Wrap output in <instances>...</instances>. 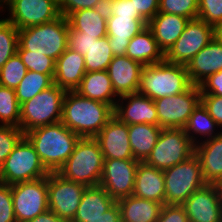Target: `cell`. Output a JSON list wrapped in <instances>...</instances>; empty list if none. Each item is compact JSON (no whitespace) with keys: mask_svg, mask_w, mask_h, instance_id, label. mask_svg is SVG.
Segmentation results:
<instances>
[{"mask_svg":"<svg viewBox=\"0 0 222 222\" xmlns=\"http://www.w3.org/2000/svg\"><path fill=\"white\" fill-rule=\"evenodd\" d=\"M201 103L209 115L216 121L219 128L222 127V97L211 94H201Z\"/></svg>","mask_w":222,"mask_h":222,"instance_id":"46","label":"cell"},{"mask_svg":"<svg viewBox=\"0 0 222 222\" xmlns=\"http://www.w3.org/2000/svg\"><path fill=\"white\" fill-rule=\"evenodd\" d=\"M104 6H106V4L103 0H58L60 15H63L66 18L77 10Z\"/></svg>","mask_w":222,"mask_h":222,"instance_id":"42","label":"cell"},{"mask_svg":"<svg viewBox=\"0 0 222 222\" xmlns=\"http://www.w3.org/2000/svg\"><path fill=\"white\" fill-rule=\"evenodd\" d=\"M120 207L122 222H157L163 204L128 196L117 201Z\"/></svg>","mask_w":222,"mask_h":222,"instance_id":"29","label":"cell"},{"mask_svg":"<svg viewBox=\"0 0 222 222\" xmlns=\"http://www.w3.org/2000/svg\"><path fill=\"white\" fill-rule=\"evenodd\" d=\"M216 127H218L216 121L209 115L204 105L200 102L199 105L193 110L183 129L192 143L197 145L199 141H197V137L194 136L195 134H198V136L200 135V137L202 135L204 136L203 138L207 137L204 140H208L218 136L221 133L214 132Z\"/></svg>","mask_w":222,"mask_h":222,"instance_id":"32","label":"cell"},{"mask_svg":"<svg viewBox=\"0 0 222 222\" xmlns=\"http://www.w3.org/2000/svg\"><path fill=\"white\" fill-rule=\"evenodd\" d=\"M148 26L145 20L125 16H107V37L114 56L126 55L130 40Z\"/></svg>","mask_w":222,"mask_h":222,"instance_id":"21","label":"cell"},{"mask_svg":"<svg viewBox=\"0 0 222 222\" xmlns=\"http://www.w3.org/2000/svg\"><path fill=\"white\" fill-rule=\"evenodd\" d=\"M182 206L189 222H222V203L214 184L196 190Z\"/></svg>","mask_w":222,"mask_h":222,"instance_id":"16","label":"cell"},{"mask_svg":"<svg viewBox=\"0 0 222 222\" xmlns=\"http://www.w3.org/2000/svg\"><path fill=\"white\" fill-rule=\"evenodd\" d=\"M18 29L6 18L0 19V68L17 53Z\"/></svg>","mask_w":222,"mask_h":222,"instance_id":"36","label":"cell"},{"mask_svg":"<svg viewBox=\"0 0 222 222\" xmlns=\"http://www.w3.org/2000/svg\"><path fill=\"white\" fill-rule=\"evenodd\" d=\"M133 196L165 204V181L162 170L139 162Z\"/></svg>","mask_w":222,"mask_h":222,"instance_id":"23","label":"cell"},{"mask_svg":"<svg viewBox=\"0 0 222 222\" xmlns=\"http://www.w3.org/2000/svg\"><path fill=\"white\" fill-rule=\"evenodd\" d=\"M68 19L60 15L53 21L18 30L17 50L46 55L56 61L68 48Z\"/></svg>","mask_w":222,"mask_h":222,"instance_id":"4","label":"cell"},{"mask_svg":"<svg viewBox=\"0 0 222 222\" xmlns=\"http://www.w3.org/2000/svg\"><path fill=\"white\" fill-rule=\"evenodd\" d=\"M199 87L201 94H211L222 97V71L210 75Z\"/></svg>","mask_w":222,"mask_h":222,"instance_id":"49","label":"cell"},{"mask_svg":"<svg viewBox=\"0 0 222 222\" xmlns=\"http://www.w3.org/2000/svg\"><path fill=\"white\" fill-rule=\"evenodd\" d=\"M114 116L110 104L91 100L76 91H67L61 122L80 138H94Z\"/></svg>","mask_w":222,"mask_h":222,"instance_id":"1","label":"cell"},{"mask_svg":"<svg viewBox=\"0 0 222 222\" xmlns=\"http://www.w3.org/2000/svg\"><path fill=\"white\" fill-rule=\"evenodd\" d=\"M0 222H17L14 214L11 185L0 183Z\"/></svg>","mask_w":222,"mask_h":222,"instance_id":"44","label":"cell"},{"mask_svg":"<svg viewBox=\"0 0 222 222\" xmlns=\"http://www.w3.org/2000/svg\"><path fill=\"white\" fill-rule=\"evenodd\" d=\"M191 85L186 65L163 60L143 66L138 93L157 100L178 95Z\"/></svg>","mask_w":222,"mask_h":222,"instance_id":"3","label":"cell"},{"mask_svg":"<svg viewBox=\"0 0 222 222\" xmlns=\"http://www.w3.org/2000/svg\"><path fill=\"white\" fill-rule=\"evenodd\" d=\"M113 57L108 37L98 39L84 55L86 72L107 70Z\"/></svg>","mask_w":222,"mask_h":222,"instance_id":"34","label":"cell"},{"mask_svg":"<svg viewBox=\"0 0 222 222\" xmlns=\"http://www.w3.org/2000/svg\"><path fill=\"white\" fill-rule=\"evenodd\" d=\"M197 18L216 27L222 22V0H199Z\"/></svg>","mask_w":222,"mask_h":222,"instance_id":"41","label":"cell"},{"mask_svg":"<svg viewBox=\"0 0 222 222\" xmlns=\"http://www.w3.org/2000/svg\"><path fill=\"white\" fill-rule=\"evenodd\" d=\"M71 222H122L120 207L115 202L105 213L95 219H73Z\"/></svg>","mask_w":222,"mask_h":222,"instance_id":"50","label":"cell"},{"mask_svg":"<svg viewBox=\"0 0 222 222\" xmlns=\"http://www.w3.org/2000/svg\"><path fill=\"white\" fill-rule=\"evenodd\" d=\"M137 12L147 23L159 12V0H131Z\"/></svg>","mask_w":222,"mask_h":222,"instance_id":"48","label":"cell"},{"mask_svg":"<svg viewBox=\"0 0 222 222\" xmlns=\"http://www.w3.org/2000/svg\"><path fill=\"white\" fill-rule=\"evenodd\" d=\"M66 90L55 83L21 104L20 126L24 134L34 128L61 122Z\"/></svg>","mask_w":222,"mask_h":222,"instance_id":"6","label":"cell"},{"mask_svg":"<svg viewBox=\"0 0 222 222\" xmlns=\"http://www.w3.org/2000/svg\"><path fill=\"white\" fill-rule=\"evenodd\" d=\"M214 186L217 189L218 196H219L220 201L222 203V177L214 184Z\"/></svg>","mask_w":222,"mask_h":222,"instance_id":"53","label":"cell"},{"mask_svg":"<svg viewBox=\"0 0 222 222\" xmlns=\"http://www.w3.org/2000/svg\"><path fill=\"white\" fill-rule=\"evenodd\" d=\"M81 96L110 104L115 108L116 96L107 70L86 72L79 87L75 90Z\"/></svg>","mask_w":222,"mask_h":222,"instance_id":"26","label":"cell"},{"mask_svg":"<svg viewBox=\"0 0 222 222\" xmlns=\"http://www.w3.org/2000/svg\"><path fill=\"white\" fill-rule=\"evenodd\" d=\"M139 162L135 159L104 160L99 185L106 190L115 202L133 194Z\"/></svg>","mask_w":222,"mask_h":222,"instance_id":"15","label":"cell"},{"mask_svg":"<svg viewBox=\"0 0 222 222\" xmlns=\"http://www.w3.org/2000/svg\"><path fill=\"white\" fill-rule=\"evenodd\" d=\"M7 5L10 16L6 18L18 30L41 25L60 16L58 0H0V8Z\"/></svg>","mask_w":222,"mask_h":222,"instance_id":"13","label":"cell"},{"mask_svg":"<svg viewBox=\"0 0 222 222\" xmlns=\"http://www.w3.org/2000/svg\"><path fill=\"white\" fill-rule=\"evenodd\" d=\"M161 130L153 124L128 125L129 143L135 160L144 162L147 159L156 145Z\"/></svg>","mask_w":222,"mask_h":222,"instance_id":"31","label":"cell"},{"mask_svg":"<svg viewBox=\"0 0 222 222\" xmlns=\"http://www.w3.org/2000/svg\"><path fill=\"white\" fill-rule=\"evenodd\" d=\"M143 66L126 55L113 57L107 72L113 89L119 97L138 92Z\"/></svg>","mask_w":222,"mask_h":222,"instance_id":"19","label":"cell"},{"mask_svg":"<svg viewBox=\"0 0 222 222\" xmlns=\"http://www.w3.org/2000/svg\"><path fill=\"white\" fill-rule=\"evenodd\" d=\"M190 19L183 16L158 12L149 22L159 48L166 54L185 29Z\"/></svg>","mask_w":222,"mask_h":222,"instance_id":"25","label":"cell"},{"mask_svg":"<svg viewBox=\"0 0 222 222\" xmlns=\"http://www.w3.org/2000/svg\"><path fill=\"white\" fill-rule=\"evenodd\" d=\"M214 37L215 27L198 18L189 20L180 37L165 54V60L187 65Z\"/></svg>","mask_w":222,"mask_h":222,"instance_id":"12","label":"cell"},{"mask_svg":"<svg viewBox=\"0 0 222 222\" xmlns=\"http://www.w3.org/2000/svg\"><path fill=\"white\" fill-rule=\"evenodd\" d=\"M190 82L199 86L210 75L222 71V42L216 37L186 65Z\"/></svg>","mask_w":222,"mask_h":222,"instance_id":"20","label":"cell"},{"mask_svg":"<svg viewBox=\"0 0 222 222\" xmlns=\"http://www.w3.org/2000/svg\"><path fill=\"white\" fill-rule=\"evenodd\" d=\"M49 172H58L80 137L62 122L34 128L24 134Z\"/></svg>","mask_w":222,"mask_h":222,"instance_id":"2","label":"cell"},{"mask_svg":"<svg viewBox=\"0 0 222 222\" xmlns=\"http://www.w3.org/2000/svg\"><path fill=\"white\" fill-rule=\"evenodd\" d=\"M11 195L17 222H27L49 210L47 177L12 184Z\"/></svg>","mask_w":222,"mask_h":222,"instance_id":"11","label":"cell"},{"mask_svg":"<svg viewBox=\"0 0 222 222\" xmlns=\"http://www.w3.org/2000/svg\"><path fill=\"white\" fill-rule=\"evenodd\" d=\"M215 37L222 42V22L215 27Z\"/></svg>","mask_w":222,"mask_h":222,"instance_id":"52","label":"cell"},{"mask_svg":"<svg viewBox=\"0 0 222 222\" xmlns=\"http://www.w3.org/2000/svg\"><path fill=\"white\" fill-rule=\"evenodd\" d=\"M54 74H43L27 71L26 75L15 89L16 98L21 105L31 100L44 89L54 84Z\"/></svg>","mask_w":222,"mask_h":222,"instance_id":"33","label":"cell"},{"mask_svg":"<svg viewBox=\"0 0 222 222\" xmlns=\"http://www.w3.org/2000/svg\"><path fill=\"white\" fill-rule=\"evenodd\" d=\"M163 174L166 205H182L196 190L207 184L195 154L164 170Z\"/></svg>","mask_w":222,"mask_h":222,"instance_id":"8","label":"cell"},{"mask_svg":"<svg viewBox=\"0 0 222 222\" xmlns=\"http://www.w3.org/2000/svg\"><path fill=\"white\" fill-rule=\"evenodd\" d=\"M201 102V90L191 85L186 91L154 100L161 129L184 128L193 110Z\"/></svg>","mask_w":222,"mask_h":222,"instance_id":"10","label":"cell"},{"mask_svg":"<svg viewBox=\"0 0 222 222\" xmlns=\"http://www.w3.org/2000/svg\"><path fill=\"white\" fill-rule=\"evenodd\" d=\"M69 26L86 35L101 39L107 36L106 6L77 10L68 17Z\"/></svg>","mask_w":222,"mask_h":222,"instance_id":"27","label":"cell"},{"mask_svg":"<svg viewBox=\"0 0 222 222\" xmlns=\"http://www.w3.org/2000/svg\"><path fill=\"white\" fill-rule=\"evenodd\" d=\"M104 158L98 142L94 138H80L73 153L58 170L64 179L97 186L103 173Z\"/></svg>","mask_w":222,"mask_h":222,"instance_id":"5","label":"cell"},{"mask_svg":"<svg viewBox=\"0 0 222 222\" xmlns=\"http://www.w3.org/2000/svg\"><path fill=\"white\" fill-rule=\"evenodd\" d=\"M107 159H134L129 143L128 125L113 116L94 137Z\"/></svg>","mask_w":222,"mask_h":222,"instance_id":"17","label":"cell"},{"mask_svg":"<svg viewBox=\"0 0 222 222\" xmlns=\"http://www.w3.org/2000/svg\"><path fill=\"white\" fill-rule=\"evenodd\" d=\"M97 38L94 36L86 35L79 31L73 30L69 26L68 30V48L74 50L83 56L87 54L88 49L94 42H97Z\"/></svg>","mask_w":222,"mask_h":222,"instance_id":"43","label":"cell"},{"mask_svg":"<svg viewBox=\"0 0 222 222\" xmlns=\"http://www.w3.org/2000/svg\"><path fill=\"white\" fill-rule=\"evenodd\" d=\"M115 201L101 186H88L86 187L77 213L73 219H95L105 213Z\"/></svg>","mask_w":222,"mask_h":222,"instance_id":"30","label":"cell"},{"mask_svg":"<svg viewBox=\"0 0 222 222\" xmlns=\"http://www.w3.org/2000/svg\"><path fill=\"white\" fill-rule=\"evenodd\" d=\"M27 71L25 64L16 53L0 68V85L16 89Z\"/></svg>","mask_w":222,"mask_h":222,"instance_id":"37","label":"cell"},{"mask_svg":"<svg viewBox=\"0 0 222 222\" xmlns=\"http://www.w3.org/2000/svg\"><path fill=\"white\" fill-rule=\"evenodd\" d=\"M199 0H159V12L183 16L190 20L198 15Z\"/></svg>","mask_w":222,"mask_h":222,"instance_id":"38","label":"cell"},{"mask_svg":"<svg viewBox=\"0 0 222 222\" xmlns=\"http://www.w3.org/2000/svg\"><path fill=\"white\" fill-rule=\"evenodd\" d=\"M105 4H107L108 2L112 1V0H103Z\"/></svg>","mask_w":222,"mask_h":222,"instance_id":"54","label":"cell"},{"mask_svg":"<svg viewBox=\"0 0 222 222\" xmlns=\"http://www.w3.org/2000/svg\"><path fill=\"white\" fill-rule=\"evenodd\" d=\"M17 54L27 70L43 74H54L55 61L43 54L30 53L28 50H17Z\"/></svg>","mask_w":222,"mask_h":222,"instance_id":"39","label":"cell"},{"mask_svg":"<svg viewBox=\"0 0 222 222\" xmlns=\"http://www.w3.org/2000/svg\"><path fill=\"white\" fill-rule=\"evenodd\" d=\"M107 16L132 17L135 20H144L137 12L131 0H112L106 4Z\"/></svg>","mask_w":222,"mask_h":222,"instance_id":"45","label":"cell"},{"mask_svg":"<svg viewBox=\"0 0 222 222\" xmlns=\"http://www.w3.org/2000/svg\"><path fill=\"white\" fill-rule=\"evenodd\" d=\"M85 73L84 56L67 48L55 61L54 83L66 91H75Z\"/></svg>","mask_w":222,"mask_h":222,"instance_id":"22","label":"cell"},{"mask_svg":"<svg viewBox=\"0 0 222 222\" xmlns=\"http://www.w3.org/2000/svg\"><path fill=\"white\" fill-rule=\"evenodd\" d=\"M49 173L34 146L24 136L0 167V183L12 185L32 181L47 177Z\"/></svg>","mask_w":222,"mask_h":222,"instance_id":"7","label":"cell"},{"mask_svg":"<svg viewBox=\"0 0 222 222\" xmlns=\"http://www.w3.org/2000/svg\"><path fill=\"white\" fill-rule=\"evenodd\" d=\"M120 99L122 104L119 103ZM123 100H127L125 106ZM114 116L127 125L153 124L158 126L154 100L138 92L120 96L114 108Z\"/></svg>","mask_w":222,"mask_h":222,"instance_id":"18","label":"cell"},{"mask_svg":"<svg viewBox=\"0 0 222 222\" xmlns=\"http://www.w3.org/2000/svg\"><path fill=\"white\" fill-rule=\"evenodd\" d=\"M47 185L49 210L71 222L87 186L66 180L57 172L49 173Z\"/></svg>","mask_w":222,"mask_h":222,"instance_id":"14","label":"cell"},{"mask_svg":"<svg viewBox=\"0 0 222 222\" xmlns=\"http://www.w3.org/2000/svg\"><path fill=\"white\" fill-rule=\"evenodd\" d=\"M20 109L15 89L0 85V122L1 125L20 126Z\"/></svg>","mask_w":222,"mask_h":222,"instance_id":"35","label":"cell"},{"mask_svg":"<svg viewBox=\"0 0 222 222\" xmlns=\"http://www.w3.org/2000/svg\"><path fill=\"white\" fill-rule=\"evenodd\" d=\"M27 222H67V221L57 216L54 212L48 210L45 213L40 214Z\"/></svg>","mask_w":222,"mask_h":222,"instance_id":"51","label":"cell"},{"mask_svg":"<svg viewBox=\"0 0 222 222\" xmlns=\"http://www.w3.org/2000/svg\"><path fill=\"white\" fill-rule=\"evenodd\" d=\"M203 178L207 184H215L222 177V132L194 147Z\"/></svg>","mask_w":222,"mask_h":222,"instance_id":"24","label":"cell"},{"mask_svg":"<svg viewBox=\"0 0 222 222\" xmlns=\"http://www.w3.org/2000/svg\"><path fill=\"white\" fill-rule=\"evenodd\" d=\"M23 137L19 127L0 124V167Z\"/></svg>","mask_w":222,"mask_h":222,"instance_id":"40","label":"cell"},{"mask_svg":"<svg viewBox=\"0 0 222 222\" xmlns=\"http://www.w3.org/2000/svg\"><path fill=\"white\" fill-rule=\"evenodd\" d=\"M157 222H189V220L182 205L164 204Z\"/></svg>","mask_w":222,"mask_h":222,"instance_id":"47","label":"cell"},{"mask_svg":"<svg viewBox=\"0 0 222 222\" xmlns=\"http://www.w3.org/2000/svg\"><path fill=\"white\" fill-rule=\"evenodd\" d=\"M194 147L184 129H162L156 145L144 162L164 171L189 159L194 155Z\"/></svg>","mask_w":222,"mask_h":222,"instance_id":"9","label":"cell"},{"mask_svg":"<svg viewBox=\"0 0 222 222\" xmlns=\"http://www.w3.org/2000/svg\"><path fill=\"white\" fill-rule=\"evenodd\" d=\"M126 56L143 65L156 64L165 60V54L159 48L152 30L148 26L130 40Z\"/></svg>","mask_w":222,"mask_h":222,"instance_id":"28","label":"cell"}]
</instances>
